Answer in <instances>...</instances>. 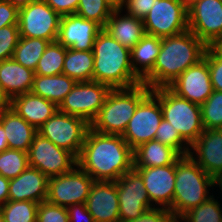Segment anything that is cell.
I'll use <instances>...</instances> for the list:
<instances>
[{
  "mask_svg": "<svg viewBox=\"0 0 222 222\" xmlns=\"http://www.w3.org/2000/svg\"><path fill=\"white\" fill-rule=\"evenodd\" d=\"M77 166L94 181H117L134 168L133 149L122 135L102 134L89 128Z\"/></svg>",
  "mask_w": 222,
  "mask_h": 222,
  "instance_id": "obj_1",
  "label": "cell"
},
{
  "mask_svg": "<svg viewBox=\"0 0 222 222\" xmlns=\"http://www.w3.org/2000/svg\"><path fill=\"white\" fill-rule=\"evenodd\" d=\"M207 46L190 30L161 38V50L153 69L142 79L151 90L168 87L190 66L203 59Z\"/></svg>",
  "mask_w": 222,
  "mask_h": 222,
  "instance_id": "obj_2",
  "label": "cell"
},
{
  "mask_svg": "<svg viewBox=\"0 0 222 222\" xmlns=\"http://www.w3.org/2000/svg\"><path fill=\"white\" fill-rule=\"evenodd\" d=\"M93 81L112 89L131 88L142 83L131 64V50L121 45L102 29L95 39Z\"/></svg>",
  "mask_w": 222,
  "mask_h": 222,
  "instance_id": "obj_3",
  "label": "cell"
},
{
  "mask_svg": "<svg viewBox=\"0 0 222 222\" xmlns=\"http://www.w3.org/2000/svg\"><path fill=\"white\" fill-rule=\"evenodd\" d=\"M216 187V180L208 175L190 155L176 161V175L172 213L180 219L189 210L209 199L210 188ZM209 189V190H208Z\"/></svg>",
  "mask_w": 222,
  "mask_h": 222,
  "instance_id": "obj_4",
  "label": "cell"
},
{
  "mask_svg": "<svg viewBox=\"0 0 222 222\" xmlns=\"http://www.w3.org/2000/svg\"><path fill=\"white\" fill-rule=\"evenodd\" d=\"M150 92L143 83L131 88L111 89L90 128L102 134L123 135L138 104Z\"/></svg>",
  "mask_w": 222,
  "mask_h": 222,
  "instance_id": "obj_5",
  "label": "cell"
},
{
  "mask_svg": "<svg viewBox=\"0 0 222 222\" xmlns=\"http://www.w3.org/2000/svg\"><path fill=\"white\" fill-rule=\"evenodd\" d=\"M151 93L159 100L163 119L167 120L191 146L204 131L201 106L178 96L169 87H158Z\"/></svg>",
  "mask_w": 222,
  "mask_h": 222,
  "instance_id": "obj_6",
  "label": "cell"
},
{
  "mask_svg": "<svg viewBox=\"0 0 222 222\" xmlns=\"http://www.w3.org/2000/svg\"><path fill=\"white\" fill-rule=\"evenodd\" d=\"M89 128L85 119L58 110L37 133L78 157Z\"/></svg>",
  "mask_w": 222,
  "mask_h": 222,
  "instance_id": "obj_7",
  "label": "cell"
},
{
  "mask_svg": "<svg viewBox=\"0 0 222 222\" xmlns=\"http://www.w3.org/2000/svg\"><path fill=\"white\" fill-rule=\"evenodd\" d=\"M143 23L148 35L175 36L188 30V9L182 0H155Z\"/></svg>",
  "mask_w": 222,
  "mask_h": 222,
  "instance_id": "obj_8",
  "label": "cell"
},
{
  "mask_svg": "<svg viewBox=\"0 0 222 222\" xmlns=\"http://www.w3.org/2000/svg\"><path fill=\"white\" fill-rule=\"evenodd\" d=\"M111 89L107 84L97 81L77 82L60 103L58 110L81 117L91 124Z\"/></svg>",
  "mask_w": 222,
  "mask_h": 222,
  "instance_id": "obj_9",
  "label": "cell"
},
{
  "mask_svg": "<svg viewBox=\"0 0 222 222\" xmlns=\"http://www.w3.org/2000/svg\"><path fill=\"white\" fill-rule=\"evenodd\" d=\"M61 16L44 0L31 3L18 11L20 37L57 41Z\"/></svg>",
  "mask_w": 222,
  "mask_h": 222,
  "instance_id": "obj_10",
  "label": "cell"
},
{
  "mask_svg": "<svg viewBox=\"0 0 222 222\" xmlns=\"http://www.w3.org/2000/svg\"><path fill=\"white\" fill-rule=\"evenodd\" d=\"M27 154L29 166L37 168L48 178L68 173L77 166V157L73 153L59 148L38 133Z\"/></svg>",
  "mask_w": 222,
  "mask_h": 222,
  "instance_id": "obj_11",
  "label": "cell"
},
{
  "mask_svg": "<svg viewBox=\"0 0 222 222\" xmlns=\"http://www.w3.org/2000/svg\"><path fill=\"white\" fill-rule=\"evenodd\" d=\"M163 119L159 100L150 92L137 106L129 120L122 138L134 150L148 141L154 140Z\"/></svg>",
  "mask_w": 222,
  "mask_h": 222,
  "instance_id": "obj_12",
  "label": "cell"
},
{
  "mask_svg": "<svg viewBox=\"0 0 222 222\" xmlns=\"http://www.w3.org/2000/svg\"><path fill=\"white\" fill-rule=\"evenodd\" d=\"M188 30L207 47L222 41V0H199L188 9Z\"/></svg>",
  "mask_w": 222,
  "mask_h": 222,
  "instance_id": "obj_13",
  "label": "cell"
},
{
  "mask_svg": "<svg viewBox=\"0 0 222 222\" xmlns=\"http://www.w3.org/2000/svg\"><path fill=\"white\" fill-rule=\"evenodd\" d=\"M94 179L76 166L72 171L48 180L47 201L61 207L86 203Z\"/></svg>",
  "mask_w": 222,
  "mask_h": 222,
  "instance_id": "obj_14",
  "label": "cell"
},
{
  "mask_svg": "<svg viewBox=\"0 0 222 222\" xmlns=\"http://www.w3.org/2000/svg\"><path fill=\"white\" fill-rule=\"evenodd\" d=\"M120 222L137 219L146 210L153 208L140 173L133 168L117 181Z\"/></svg>",
  "mask_w": 222,
  "mask_h": 222,
  "instance_id": "obj_15",
  "label": "cell"
},
{
  "mask_svg": "<svg viewBox=\"0 0 222 222\" xmlns=\"http://www.w3.org/2000/svg\"><path fill=\"white\" fill-rule=\"evenodd\" d=\"M134 168L143 179L152 206L169 209L172 212L176 162L167 166Z\"/></svg>",
  "mask_w": 222,
  "mask_h": 222,
  "instance_id": "obj_16",
  "label": "cell"
},
{
  "mask_svg": "<svg viewBox=\"0 0 222 222\" xmlns=\"http://www.w3.org/2000/svg\"><path fill=\"white\" fill-rule=\"evenodd\" d=\"M168 87L178 96L201 106L214 91L207 61L203 58L190 66Z\"/></svg>",
  "mask_w": 222,
  "mask_h": 222,
  "instance_id": "obj_17",
  "label": "cell"
},
{
  "mask_svg": "<svg viewBox=\"0 0 222 222\" xmlns=\"http://www.w3.org/2000/svg\"><path fill=\"white\" fill-rule=\"evenodd\" d=\"M102 29L96 22L77 14L62 16L57 41L65 48L92 51L95 39Z\"/></svg>",
  "mask_w": 222,
  "mask_h": 222,
  "instance_id": "obj_18",
  "label": "cell"
},
{
  "mask_svg": "<svg viewBox=\"0 0 222 222\" xmlns=\"http://www.w3.org/2000/svg\"><path fill=\"white\" fill-rule=\"evenodd\" d=\"M190 157L215 180L222 176V129H204L190 146Z\"/></svg>",
  "mask_w": 222,
  "mask_h": 222,
  "instance_id": "obj_19",
  "label": "cell"
},
{
  "mask_svg": "<svg viewBox=\"0 0 222 222\" xmlns=\"http://www.w3.org/2000/svg\"><path fill=\"white\" fill-rule=\"evenodd\" d=\"M86 206L95 222H120L119 198L115 181H94Z\"/></svg>",
  "mask_w": 222,
  "mask_h": 222,
  "instance_id": "obj_20",
  "label": "cell"
},
{
  "mask_svg": "<svg viewBox=\"0 0 222 222\" xmlns=\"http://www.w3.org/2000/svg\"><path fill=\"white\" fill-rule=\"evenodd\" d=\"M48 180L37 168L28 166L9 181L8 200L41 203L47 199Z\"/></svg>",
  "mask_w": 222,
  "mask_h": 222,
  "instance_id": "obj_21",
  "label": "cell"
},
{
  "mask_svg": "<svg viewBox=\"0 0 222 222\" xmlns=\"http://www.w3.org/2000/svg\"><path fill=\"white\" fill-rule=\"evenodd\" d=\"M9 107L36 129H39L58 111L55 103L32 92L13 97Z\"/></svg>",
  "mask_w": 222,
  "mask_h": 222,
  "instance_id": "obj_22",
  "label": "cell"
},
{
  "mask_svg": "<svg viewBox=\"0 0 222 222\" xmlns=\"http://www.w3.org/2000/svg\"><path fill=\"white\" fill-rule=\"evenodd\" d=\"M35 71L26 68L13 58L0 62V86L5 96L13 97L31 92Z\"/></svg>",
  "mask_w": 222,
  "mask_h": 222,
  "instance_id": "obj_23",
  "label": "cell"
},
{
  "mask_svg": "<svg viewBox=\"0 0 222 222\" xmlns=\"http://www.w3.org/2000/svg\"><path fill=\"white\" fill-rule=\"evenodd\" d=\"M113 10L103 28L121 45L131 50L146 34L142 19Z\"/></svg>",
  "mask_w": 222,
  "mask_h": 222,
  "instance_id": "obj_24",
  "label": "cell"
},
{
  "mask_svg": "<svg viewBox=\"0 0 222 222\" xmlns=\"http://www.w3.org/2000/svg\"><path fill=\"white\" fill-rule=\"evenodd\" d=\"M0 123L3 125L9 149L28 152L37 134V129L10 107L0 111Z\"/></svg>",
  "mask_w": 222,
  "mask_h": 222,
  "instance_id": "obj_25",
  "label": "cell"
},
{
  "mask_svg": "<svg viewBox=\"0 0 222 222\" xmlns=\"http://www.w3.org/2000/svg\"><path fill=\"white\" fill-rule=\"evenodd\" d=\"M134 167H159L174 164L181 155L170 146L151 140L133 150Z\"/></svg>",
  "mask_w": 222,
  "mask_h": 222,
  "instance_id": "obj_26",
  "label": "cell"
},
{
  "mask_svg": "<svg viewBox=\"0 0 222 222\" xmlns=\"http://www.w3.org/2000/svg\"><path fill=\"white\" fill-rule=\"evenodd\" d=\"M76 83L75 80L65 74L54 76L34 75L31 92L59 106Z\"/></svg>",
  "mask_w": 222,
  "mask_h": 222,
  "instance_id": "obj_27",
  "label": "cell"
},
{
  "mask_svg": "<svg viewBox=\"0 0 222 222\" xmlns=\"http://www.w3.org/2000/svg\"><path fill=\"white\" fill-rule=\"evenodd\" d=\"M161 50V38L145 34L131 49L134 73L142 80L154 67Z\"/></svg>",
  "mask_w": 222,
  "mask_h": 222,
  "instance_id": "obj_28",
  "label": "cell"
},
{
  "mask_svg": "<svg viewBox=\"0 0 222 222\" xmlns=\"http://www.w3.org/2000/svg\"><path fill=\"white\" fill-rule=\"evenodd\" d=\"M94 55L92 51L67 48L62 74L76 82L93 81Z\"/></svg>",
  "mask_w": 222,
  "mask_h": 222,
  "instance_id": "obj_29",
  "label": "cell"
},
{
  "mask_svg": "<svg viewBox=\"0 0 222 222\" xmlns=\"http://www.w3.org/2000/svg\"><path fill=\"white\" fill-rule=\"evenodd\" d=\"M50 41L41 38L20 37L12 58L22 66L36 70V66Z\"/></svg>",
  "mask_w": 222,
  "mask_h": 222,
  "instance_id": "obj_30",
  "label": "cell"
},
{
  "mask_svg": "<svg viewBox=\"0 0 222 222\" xmlns=\"http://www.w3.org/2000/svg\"><path fill=\"white\" fill-rule=\"evenodd\" d=\"M67 48L58 41L50 42L40 58L35 75L54 76L62 74Z\"/></svg>",
  "mask_w": 222,
  "mask_h": 222,
  "instance_id": "obj_31",
  "label": "cell"
},
{
  "mask_svg": "<svg viewBox=\"0 0 222 222\" xmlns=\"http://www.w3.org/2000/svg\"><path fill=\"white\" fill-rule=\"evenodd\" d=\"M39 203L8 200L0 212L5 222H36Z\"/></svg>",
  "mask_w": 222,
  "mask_h": 222,
  "instance_id": "obj_32",
  "label": "cell"
},
{
  "mask_svg": "<svg viewBox=\"0 0 222 222\" xmlns=\"http://www.w3.org/2000/svg\"><path fill=\"white\" fill-rule=\"evenodd\" d=\"M222 205L212 195L209 199L202 202L186 212L180 219V222H222Z\"/></svg>",
  "mask_w": 222,
  "mask_h": 222,
  "instance_id": "obj_33",
  "label": "cell"
},
{
  "mask_svg": "<svg viewBox=\"0 0 222 222\" xmlns=\"http://www.w3.org/2000/svg\"><path fill=\"white\" fill-rule=\"evenodd\" d=\"M28 166V154L25 151L7 149L0 153V174L6 179H14Z\"/></svg>",
  "mask_w": 222,
  "mask_h": 222,
  "instance_id": "obj_34",
  "label": "cell"
},
{
  "mask_svg": "<svg viewBox=\"0 0 222 222\" xmlns=\"http://www.w3.org/2000/svg\"><path fill=\"white\" fill-rule=\"evenodd\" d=\"M112 12L113 9L106 0H79L75 14L104 28Z\"/></svg>",
  "mask_w": 222,
  "mask_h": 222,
  "instance_id": "obj_35",
  "label": "cell"
},
{
  "mask_svg": "<svg viewBox=\"0 0 222 222\" xmlns=\"http://www.w3.org/2000/svg\"><path fill=\"white\" fill-rule=\"evenodd\" d=\"M204 129H222V92L214 90L201 105Z\"/></svg>",
  "mask_w": 222,
  "mask_h": 222,
  "instance_id": "obj_36",
  "label": "cell"
},
{
  "mask_svg": "<svg viewBox=\"0 0 222 222\" xmlns=\"http://www.w3.org/2000/svg\"><path fill=\"white\" fill-rule=\"evenodd\" d=\"M155 140L175 149L181 156L188 155L190 145L181 137L180 133L165 119L158 126Z\"/></svg>",
  "mask_w": 222,
  "mask_h": 222,
  "instance_id": "obj_37",
  "label": "cell"
},
{
  "mask_svg": "<svg viewBox=\"0 0 222 222\" xmlns=\"http://www.w3.org/2000/svg\"><path fill=\"white\" fill-rule=\"evenodd\" d=\"M203 58L208 64L213 90L222 92V52L216 46H210Z\"/></svg>",
  "mask_w": 222,
  "mask_h": 222,
  "instance_id": "obj_38",
  "label": "cell"
},
{
  "mask_svg": "<svg viewBox=\"0 0 222 222\" xmlns=\"http://www.w3.org/2000/svg\"><path fill=\"white\" fill-rule=\"evenodd\" d=\"M19 38L18 25H8L0 28V62L12 58Z\"/></svg>",
  "mask_w": 222,
  "mask_h": 222,
  "instance_id": "obj_39",
  "label": "cell"
},
{
  "mask_svg": "<svg viewBox=\"0 0 222 222\" xmlns=\"http://www.w3.org/2000/svg\"><path fill=\"white\" fill-rule=\"evenodd\" d=\"M36 218V222H69L67 208L47 200L39 203Z\"/></svg>",
  "mask_w": 222,
  "mask_h": 222,
  "instance_id": "obj_40",
  "label": "cell"
},
{
  "mask_svg": "<svg viewBox=\"0 0 222 222\" xmlns=\"http://www.w3.org/2000/svg\"><path fill=\"white\" fill-rule=\"evenodd\" d=\"M127 222H180L169 210L161 207H153L146 210L140 217Z\"/></svg>",
  "mask_w": 222,
  "mask_h": 222,
  "instance_id": "obj_41",
  "label": "cell"
},
{
  "mask_svg": "<svg viewBox=\"0 0 222 222\" xmlns=\"http://www.w3.org/2000/svg\"><path fill=\"white\" fill-rule=\"evenodd\" d=\"M154 1L155 0H127L122 10L125 9L126 14L143 20L154 5Z\"/></svg>",
  "mask_w": 222,
  "mask_h": 222,
  "instance_id": "obj_42",
  "label": "cell"
},
{
  "mask_svg": "<svg viewBox=\"0 0 222 222\" xmlns=\"http://www.w3.org/2000/svg\"><path fill=\"white\" fill-rule=\"evenodd\" d=\"M18 9L7 0H0V28L18 25Z\"/></svg>",
  "mask_w": 222,
  "mask_h": 222,
  "instance_id": "obj_43",
  "label": "cell"
},
{
  "mask_svg": "<svg viewBox=\"0 0 222 222\" xmlns=\"http://www.w3.org/2000/svg\"><path fill=\"white\" fill-rule=\"evenodd\" d=\"M69 222H95L89 213L86 203L74 204L67 207Z\"/></svg>",
  "mask_w": 222,
  "mask_h": 222,
  "instance_id": "obj_44",
  "label": "cell"
},
{
  "mask_svg": "<svg viewBox=\"0 0 222 222\" xmlns=\"http://www.w3.org/2000/svg\"><path fill=\"white\" fill-rule=\"evenodd\" d=\"M61 17L75 14L79 0H44Z\"/></svg>",
  "mask_w": 222,
  "mask_h": 222,
  "instance_id": "obj_45",
  "label": "cell"
},
{
  "mask_svg": "<svg viewBox=\"0 0 222 222\" xmlns=\"http://www.w3.org/2000/svg\"><path fill=\"white\" fill-rule=\"evenodd\" d=\"M9 181L0 174V208L8 201Z\"/></svg>",
  "mask_w": 222,
  "mask_h": 222,
  "instance_id": "obj_46",
  "label": "cell"
},
{
  "mask_svg": "<svg viewBox=\"0 0 222 222\" xmlns=\"http://www.w3.org/2000/svg\"><path fill=\"white\" fill-rule=\"evenodd\" d=\"M9 149L8 141L5 135L3 125L0 123V153Z\"/></svg>",
  "mask_w": 222,
  "mask_h": 222,
  "instance_id": "obj_47",
  "label": "cell"
},
{
  "mask_svg": "<svg viewBox=\"0 0 222 222\" xmlns=\"http://www.w3.org/2000/svg\"><path fill=\"white\" fill-rule=\"evenodd\" d=\"M18 10L39 0H7Z\"/></svg>",
  "mask_w": 222,
  "mask_h": 222,
  "instance_id": "obj_48",
  "label": "cell"
},
{
  "mask_svg": "<svg viewBox=\"0 0 222 222\" xmlns=\"http://www.w3.org/2000/svg\"><path fill=\"white\" fill-rule=\"evenodd\" d=\"M113 10H122L126 5L127 0H106Z\"/></svg>",
  "mask_w": 222,
  "mask_h": 222,
  "instance_id": "obj_49",
  "label": "cell"
},
{
  "mask_svg": "<svg viewBox=\"0 0 222 222\" xmlns=\"http://www.w3.org/2000/svg\"><path fill=\"white\" fill-rule=\"evenodd\" d=\"M10 105V100L3 93L0 86V111L6 109Z\"/></svg>",
  "mask_w": 222,
  "mask_h": 222,
  "instance_id": "obj_50",
  "label": "cell"
},
{
  "mask_svg": "<svg viewBox=\"0 0 222 222\" xmlns=\"http://www.w3.org/2000/svg\"><path fill=\"white\" fill-rule=\"evenodd\" d=\"M185 7L187 9H189L192 5H194L196 2H198L199 0H182Z\"/></svg>",
  "mask_w": 222,
  "mask_h": 222,
  "instance_id": "obj_51",
  "label": "cell"
},
{
  "mask_svg": "<svg viewBox=\"0 0 222 222\" xmlns=\"http://www.w3.org/2000/svg\"><path fill=\"white\" fill-rule=\"evenodd\" d=\"M216 187H219L222 191V178L216 179Z\"/></svg>",
  "mask_w": 222,
  "mask_h": 222,
  "instance_id": "obj_52",
  "label": "cell"
},
{
  "mask_svg": "<svg viewBox=\"0 0 222 222\" xmlns=\"http://www.w3.org/2000/svg\"><path fill=\"white\" fill-rule=\"evenodd\" d=\"M216 47L222 52V41Z\"/></svg>",
  "mask_w": 222,
  "mask_h": 222,
  "instance_id": "obj_53",
  "label": "cell"
},
{
  "mask_svg": "<svg viewBox=\"0 0 222 222\" xmlns=\"http://www.w3.org/2000/svg\"><path fill=\"white\" fill-rule=\"evenodd\" d=\"M0 222H5L1 212H0Z\"/></svg>",
  "mask_w": 222,
  "mask_h": 222,
  "instance_id": "obj_54",
  "label": "cell"
}]
</instances>
